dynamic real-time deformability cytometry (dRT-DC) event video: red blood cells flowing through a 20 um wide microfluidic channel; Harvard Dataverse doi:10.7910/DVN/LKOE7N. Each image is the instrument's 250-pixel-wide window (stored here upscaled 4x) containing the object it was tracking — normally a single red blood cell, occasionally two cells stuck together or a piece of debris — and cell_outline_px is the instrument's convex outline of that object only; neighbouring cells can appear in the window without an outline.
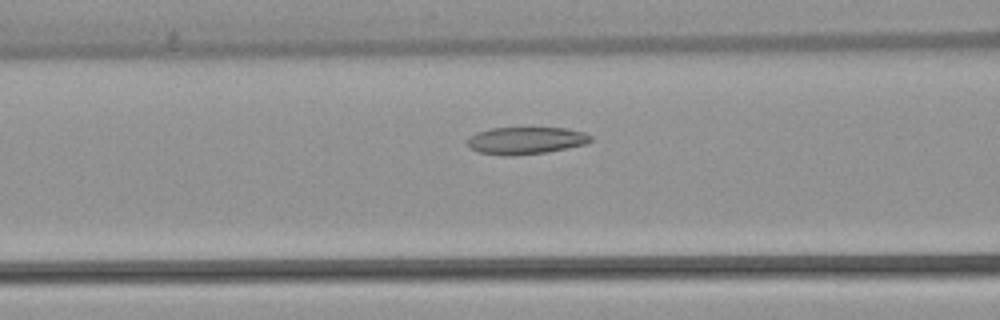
{"species": "common noctule bat (a hibernating species)", "species_latin": "Nyctalus noctula", "temperature_condition": "warm", "stored_images_in_passage": 31, "camera_frame_rate_fps": 3000, "um_per_image_px": 0.085, "animal": {"sex": "female", "body_mass_g": 22.7, "forearm_length_mm": 54.2}, "frame": {"image": 1, "passage_image": 10, "time_ms": 3.0, "image_size_px": [1000, 320], "cell_outline_px": [[592, 140], [588, 144], [548, 152], [512, 156], [508, 156], [480, 152], [472, 148], [468, 144], [468, 140], [476, 132], [492, 128], [568, 128], [584, 132], [592, 136]], "centroid_in_image_um": [44.77, 11.94], "position_along_channel_um": 121.8, "area_um2": 19.54}}
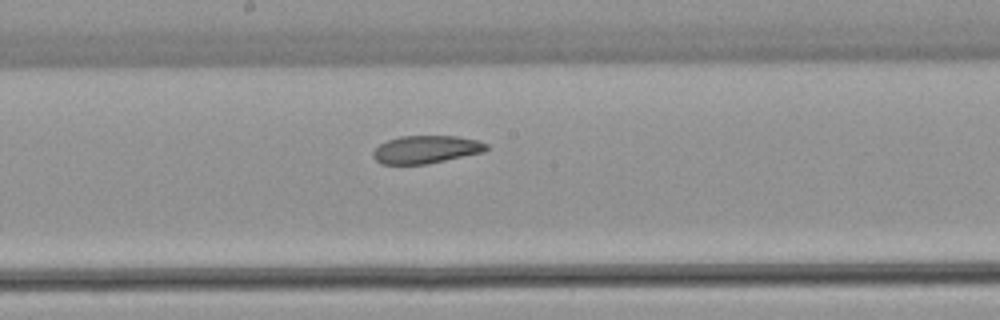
{"frame": {"image": 2, "passage_image": 17, "time_ms": 5.333, "image_size_px": [1000, 320], "cell_outline_px": [[488, 148], [484, 152], [428, 164], [380, 164], [372, 156], [372, 152], [380, 144], [388, 140], [400, 136], [456, 136], [480, 140], [488, 144]], "centroid_in_image_um": [36.23, 12.7], "position_along_channel_um": 212.0, "area_um2": 18.5}}
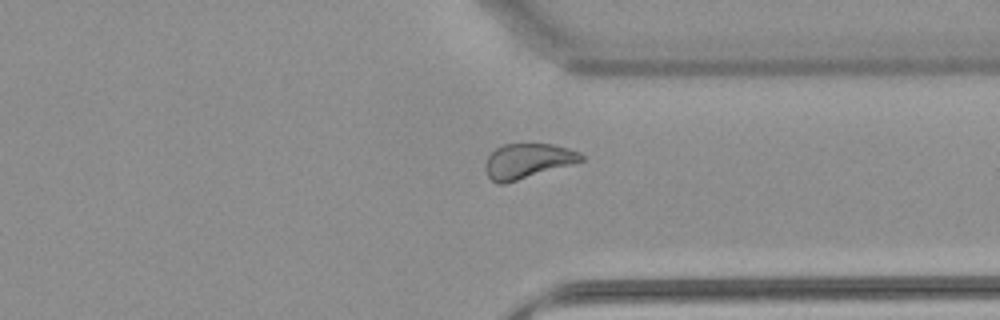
{"frame": {"image": 3, "passage_image": 29, "time_ms": 9.333, "image_size_px": [1000, 320], "cell_outline_px": [[584, 160], [572, 164], [504, 184], [496, 184], [488, 176], [484, 168], [484, 164], [488, 156], [496, 148], [504, 144], [552, 144], [568, 148], [580, 152], [584, 156]], "centroid_in_image_um": [44.83, 13.68], "position_along_channel_um": 366.6, "area_um2": 19.42}}